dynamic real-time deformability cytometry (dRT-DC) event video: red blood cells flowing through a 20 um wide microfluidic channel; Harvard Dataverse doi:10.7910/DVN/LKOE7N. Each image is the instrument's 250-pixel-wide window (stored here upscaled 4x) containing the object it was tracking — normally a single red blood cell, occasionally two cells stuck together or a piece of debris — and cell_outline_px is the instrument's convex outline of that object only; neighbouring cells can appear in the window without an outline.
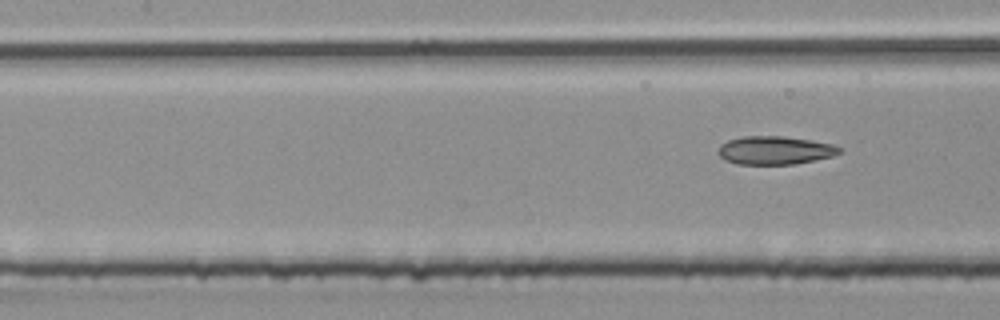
{"species": "common noctule bat (a hibernating species)", "species_latin": "Nyctalus noctula", "temperature_condition": "room temperature", "stored_images_in_passage": 5, "segment_of_instrument_passage": [2, 2], "camera_frame_rate_fps": 3000, "um_per_image_px": 0.085, "animal": {"sex": "male", "body_mass_g": 20.4}, "frame": {"image": 1, "passage_image": 5, "time_ms": 1.333, "image_size_px": [1000, 320], "cell_outline_px": [[844, 152], [832, 156], [816, 160], [796, 164], [736, 164], [720, 156], [716, 152], [720, 144], [728, 140], [744, 136], [784, 136], [812, 140], [832, 144], [844, 148]], "centroid_in_image_um": [65.91, 12.77], "position_along_channel_um": 141.5, "area_um2": 20.23}}